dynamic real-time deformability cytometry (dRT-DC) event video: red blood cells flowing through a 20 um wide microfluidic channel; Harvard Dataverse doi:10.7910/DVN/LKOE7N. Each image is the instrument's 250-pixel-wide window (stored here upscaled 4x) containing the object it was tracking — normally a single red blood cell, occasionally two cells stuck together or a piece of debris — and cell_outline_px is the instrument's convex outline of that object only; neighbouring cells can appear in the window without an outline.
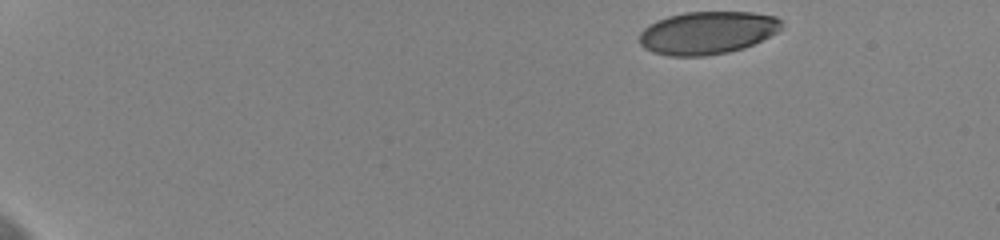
{"species": "human", "species_latin": "Homo sapiens", "temperature_condition": "cold", "stored_images_in_passage": 44, "camera_frame_rate_fps": 3000, "um_per_image_px": 0.085, "donor": {"sex": "female"}, "frame": {"image": 1, "passage_image": 1, "time_ms": 0.0, "image_size_px": [1000, 240], "cell_outline_px": [[784, 24], [776, 32], [744, 48], [728, 52], [704, 56], [668, 56], [652, 52], [644, 48], [640, 44], [640, 32], [648, 24], [656, 20], [668, 16], [684, 12], [752, 12], [776, 16]], "centroid_in_image_um": [60.09, 2.78], "position_along_channel_um": 24.9, "area_um2": 35.49}}
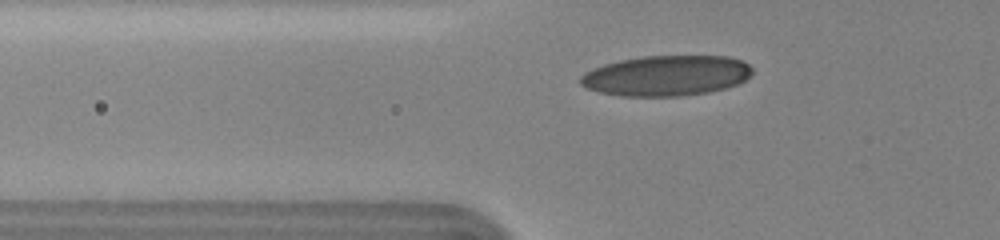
{"frame": {"image": 2, "passage_image": 15, "time_ms": 4.667, "image_size_px": [1000, 240], "cell_outline_px": [[752, 72], [744, 80], [736, 84], [724, 88], [708, 92], [680, 96], [620, 96], [600, 92], [584, 88], [580, 84], [580, 76], [584, 72], [592, 68], [604, 64], [620, 60], [644, 56], [728, 56], [740, 60], [748, 64], [752, 68]], "centroid_in_image_um": [56.58, 6.43], "position_along_channel_um": 69.2, "area_um2": 40.46}}
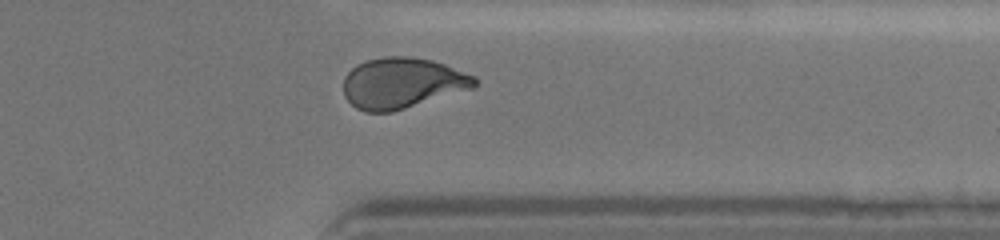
{"frame": {"image": 3, "passage_image": 41, "time_ms": 13.333, "image_size_px": [1000, 240], "cell_outline_px": [[476, 88], [392, 112], [364, 112], [356, 108], [344, 96], [344, 76], [356, 64], [368, 60], [384, 56], [408, 56], [432, 60], [444, 64], [476, 76]], "centroid_in_image_um": [34.2, 7.06], "position_along_channel_um": 377.2, "area_um2": 39.07}, "authors_computed_cell_mechanics": {"area_um2": 38.5237, "velocity_mm_per_s": 3.6339, "shape_relaxation_time_tau1_ms": 5.4858, "shape_relaxation_time_tau2_ms": 0.7863, "deformation_change_tau1": 0.1687, "deformation_change_tau2": 0.0574}}